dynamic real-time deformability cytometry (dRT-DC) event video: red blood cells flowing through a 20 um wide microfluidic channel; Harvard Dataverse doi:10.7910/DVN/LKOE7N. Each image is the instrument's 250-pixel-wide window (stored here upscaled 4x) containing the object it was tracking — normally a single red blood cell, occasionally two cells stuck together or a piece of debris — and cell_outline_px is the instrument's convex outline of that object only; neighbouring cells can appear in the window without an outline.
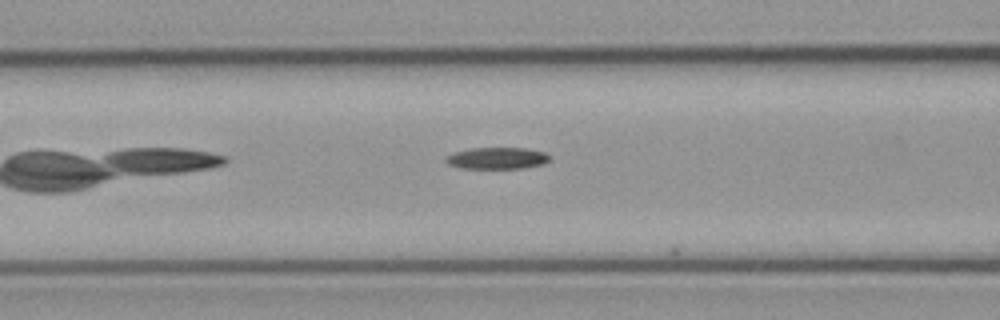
{"species": "common noctule bat (a hibernating species)", "species_latin": "Nyctalus noctula", "temperature_condition": "cold", "stored_images_in_passage": 9, "camera_frame_rate_fps": 3000, "um_per_image_px": 0.085, "animal": {"sex": "male", "body_mass_g": 23.1, "forearm_length_mm": 52.7}, "frame": {"image": 1, "passage_image": 8, "time_ms": 2.333, "image_size_px": [1000, 320], "cell_outline_px": [[552, 156], [544, 164], [524, 168], [460, 168], [448, 164], [444, 160], [452, 152], [472, 148], [524, 148], [544, 152]], "centroid_in_image_um": [42.25, 13.44], "position_along_channel_um": 124.3, "area_um2": 13.12}}